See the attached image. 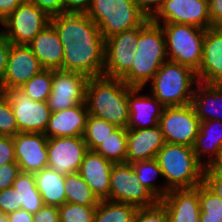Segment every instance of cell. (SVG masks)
Here are the masks:
<instances>
[{
	"label": "cell",
	"mask_w": 222,
	"mask_h": 222,
	"mask_svg": "<svg viewBox=\"0 0 222 222\" xmlns=\"http://www.w3.org/2000/svg\"><path fill=\"white\" fill-rule=\"evenodd\" d=\"M85 104L90 115L127 129L128 85L121 79L105 76L88 78Z\"/></svg>",
	"instance_id": "obj_3"
},
{
	"label": "cell",
	"mask_w": 222,
	"mask_h": 222,
	"mask_svg": "<svg viewBox=\"0 0 222 222\" xmlns=\"http://www.w3.org/2000/svg\"><path fill=\"white\" fill-rule=\"evenodd\" d=\"M114 163L88 150L78 173L99 200H109L110 175Z\"/></svg>",
	"instance_id": "obj_21"
},
{
	"label": "cell",
	"mask_w": 222,
	"mask_h": 222,
	"mask_svg": "<svg viewBox=\"0 0 222 222\" xmlns=\"http://www.w3.org/2000/svg\"><path fill=\"white\" fill-rule=\"evenodd\" d=\"M9 222H33V214L20 209L7 214Z\"/></svg>",
	"instance_id": "obj_51"
},
{
	"label": "cell",
	"mask_w": 222,
	"mask_h": 222,
	"mask_svg": "<svg viewBox=\"0 0 222 222\" xmlns=\"http://www.w3.org/2000/svg\"><path fill=\"white\" fill-rule=\"evenodd\" d=\"M203 182L213 191L215 194L222 198V176L217 175H204Z\"/></svg>",
	"instance_id": "obj_49"
},
{
	"label": "cell",
	"mask_w": 222,
	"mask_h": 222,
	"mask_svg": "<svg viewBox=\"0 0 222 222\" xmlns=\"http://www.w3.org/2000/svg\"><path fill=\"white\" fill-rule=\"evenodd\" d=\"M159 202L165 207L169 222H199V185L170 190Z\"/></svg>",
	"instance_id": "obj_20"
},
{
	"label": "cell",
	"mask_w": 222,
	"mask_h": 222,
	"mask_svg": "<svg viewBox=\"0 0 222 222\" xmlns=\"http://www.w3.org/2000/svg\"><path fill=\"white\" fill-rule=\"evenodd\" d=\"M33 222H60L58 207L43 205L33 214Z\"/></svg>",
	"instance_id": "obj_42"
},
{
	"label": "cell",
	"mask_w": 222,
	"mask_h": 222,
	"mask_svg": "<svg viewBox=\"0 0 222 222\" xmlns=\"http://www.w3.org/2000/svg\"><path fill=\"white\" fill-rule=\"evenodd\" d=\"M165 140L160 126L145 129H127L126 162L151 160L164 146Z\"/></svg>",
	"instance_id": "obj_22"
},
{
	"label": "cell",
	"mask_w": 222,
	"mask_h": 222,
	"mask_svg": "<svg viewBox=\"0 0 222 222\" xmlns=\"http://www.w3.org/2000/svg\"><path fill=\"white\" fill-rule=\"evenodd\" d=\"M127 129L118 127L94 151L113 163L126 162Z\"/></svg>",
	"instance_id": "obj_32"
},
{
	"label": "cell",
	"mask_w": 222,
	"mask_h": 222,
	"mask_svg": "<svg viewBox=\"0 0 222 222\" xmlns=\"http://www.w3.org/2000/svg\"><path fill=\"white\" fill-rule=\"evenodd\" d=\"M196 76L200 83L222 85V27L206 29L202 62Z\"/></svg>",
	"instance_id": "obj_18"
},
{
	"label": "cell",
	"mask_w": 222,
	"mask_h": 222,
	"mask_svg": "<svg viewBox=\"0 0 222 222\" xmlns=\"http://www.w3.org/2000/svg\"><path fill=\"white\" fill-rule=\"evenodd\" d=\"M52 76L53 70L44 69L20 89L36 102H47L52 90Z\"/></svg>",
	"instance_id": "obj_34"
},
{
	"label": "cell",
	"mask_w": 222,
	"mask_h": 222,
	"mask_svg": "<svg viewBox=\"0 0 222 222\" xmlns=\"http://www.w3.org/2000/svg\"><path fill=\"white\" fill-rule=\"evenodd\" d=\"M137 174L138 180L148 188L159 200H161L170 190L165 183L156 184V177H162L163 173L156 159L137 161L130 163Z\"/></svg>",
	"instance_id": "obj_30"
},
{
	"label": "cell",
	"mask_w": 222,
	"mask_h": 222,
	"mask_svg": "<svg viewBox=\"0 0 222 222\" xmlns=\"http://www.w3.org/2000/svg\"><path fill=\"white\" fill-rule=\"evenodd\" d=\"M117 128L115 124L89 114L83 135L88 150H94Z\"/></svg>",
	"instance_id": "obj_33"
},
{
	"label": "cell",
	"mask_w": 222,
	"mask_h": 222,
	"mask_svg": "<svg viewBox=\"0 0 222 222\" xmlns=\"http://www.w3.org/2000/svg\"><path fill=\"white\" fill-rule=\"evenodd\" d=\"M204 175L222 176V150L217 157L205 168Z\"/></svg>",
	"instance_id": "obj_50"
},
{
	"label": "cell",
	"mask_w": 222,
	"mask_h": 222,
	"mask_svg": "<svg viewBox=\"0 0 222 222\" xmlns=\"http://www.w3.org/2000/svg\"><path fill=\"white\" fill-rule=\"evenodd\" d=\"M208 9L212 25L222 27V0H210Z\"/></svg>",
	"instance_id": "obj_47"
},
{
	"label": "cell",
	"mask_w": 222,
	"mask_h": 222,
	"mask_svg": "<svg viewBox=\"0 0 222 222\" xmlns=\"http://www.w3.org/2000/svg\"><path fill=\"white\" fill-rule=\"evenodd\" d=\"M88 78L77 72L53 70L52 90L47 99L51 112L66 110L85 103Z\"/></svg>",
	"instance_id": "obj_13"
},
{
	"label": "cell",
	"mask_w": 222,
	"mask_h": 222,
	"mask_svg": "<svg viewBox=\"0 0 222 222\" xmlns=\"http://www.w3.org/2000/svg\"><path fill=\"white\" fill-rule=\"evenodd\" d=\"M134 2L151 19L162 7L164 0H134Z\"/></svg>",
	"instance_id": "obj_45"
},
{
	"label": "cell",
	"mask_w": 222,
	"mask_h": 222,
	"mask_svg": "<svg viewBox=\"0 0 222 222\" xmlns=\"http://www.w3.org/2000/svg\"><path fill=\"white\" fill-rule=\"evenodd\" d=\"M109 200L138 208L156 205L160 200L138 180L130 163H114L110 175Z\"/></svg>",
	"instance_id": "obj_9"
},
{
	"label": "cell",
	"mask_w": 222,
	"mask_h": 222,
	"mask_svg": "<svg viewBox=\"0 0 222 222\" xmlns=\"http://www.w3.org/2000/svg\"><path fill=\"white\" fill-rule=\"evenodd\" d=\"M104 39L140 26L148 17L134 0H92L86 13Z\"/></svg>",
	"instance_id": "obj_6"
},
{
	"label": "cell",
	"mask_w": 222,
	"mask_h": 222,
	"mask_svg": "<svg viewBox=\"0 0 222 222\" xmlns=\"http://www.w3.org/2000/svg\"><path fill=\"white\" fill-rule=\"evenodd\" d=\"M60 222H93L96 206L64 203L58 207Z\"/></svg>",
	"instance_id": "obj_36"
},
{
	"label": "cell",
	"mask_w": 222,
	"mask_h": 222,
	"mask_svg": "<svg viewBox=\"0 0 222 222\" xmlns=\"http://www.w3.org/2000/svg\"><path fill=\"white\" fill-rule=\"evenodd\" d=\"M138 207L122 202L100 200L93 222H134Z\"/></svg>",
	"instance_id": "obj_29"
},
{
	"label": "cell",
	"mask_w": 222,
	"mask_h": 222,
	"mask_svg": "<svg viewBox=\"0 0 222 222\" xmlns=\"http://www.w3.org/2000/svg\"><path fill=\"white\" fill-rule=\"evenodd\" d=\"M139 36V26L105 39L103 76L121 79L132 67Z\"/></svg>",
	"instance_id": "obj_11"
},
{
	"label": "cell",
	"mask_w": 222,
	"mask_h": 222,
	"mask_svg": "<svg viewBox=\"0 0 222 222\" xmlns=\"http://www.w3.org/2000/svg\"><path fill=\"white\" fill-rule=\"evenodd\" d=\"M200 217L222 219V198L204 182L199 185Z\"/></svg>",
	"instance_id": "obj_35"
},
{
	"label": "cell",
	"mask_w": 222,
	"mask_h": 222,
	"mask_svg": "<svg viewBox=\"0 0 222 222\" xmlns=\"http://www.w3.org/2000/svg\"><path fill=\"white\" fill-rule=\"evenodd\" d=\"M92 0H63L65 13H84L90 8Z\"/></svg>",
	"instance_id": "obj_46"
},
{
	"label": "cell",
	"mask_w": 222,
	"mask_h": 222,
	"mask_svg": "<svg viewBox=\"0 0 222 222\" xmlns=\"http://www.w3.org/2000/svg\"><path fill=\"white\" fill-rule=\"evenodd\" d=\"M194 89L191 105L201 122L218 120L222 122V85L198 82Z\"/></svg>",
	"instance_id": "obj_25"
},
{
	"label": "cell",
	"mask_w": 222,
	"mask_h": 222,
	"mask_svg": "<svg viewBox=\"0 0 222 222\" xmlns=\"http://www.w3.org/2000/svg\"><path fill=\"white\" fill-rule=\"evenodd\" d=\"M155 159L169 190L196 188L203 182L205 167L190 146L165 142Z\"/></svg>",
	"instance_id": "obj_4"
},
{
	"label": "cell",
	"mask_w": 222,
	"mask_h": 222,
	"mask_svg": "<svg viewBox=\"0 0 222 222\" xmlns=\"http://www.w3.org/2000/svg\"><path fill=\"white\" fill-rule=\"evenodd\" d=\"M166 60L162 27L147 18L139 26L134 63L121 80L129 87L145 88Z\"/></svg>",
	"instance_id": "obj_2"
},
{
	"label": "cell",
	"mask_w": 222,
	"mask_h": 222,
	"mask_svg": "<svg viewBox=\"0 0 222 222\" xmlns=\"http://www.w3.org/2000/svg\"><path fill=\"white\" fill-rule=\"evenodd\" d=\"M0 222H9L7 214H3L1 208H0Z\"/></svg>",
	"instance_id": "obj_53"
},
{
	"label": "cell",
	"mask_w": 222,
	"mask_h": 222,
	"mask_svg": "<svg viewBox=\"0 0 222 222\" xmlns=\"http://www.w3.org/2000/svg\"><path fill=\"white\" fill-rule=\"evenodd\" d=\"M192 148L197 160L206 168L222 150V122L218 120L201 122L199 134ZM204 157L205 161L202 159Z\"/></svg>",
	"instance_id": "obj_26"
},
{
	"label": "cell",
	"mask_w": 222,
	"mask_h": 222,
	"mask_svg": "<svg viewBox=\"0 0 222 222\" xmlns=\"http://www.w3.org/2000/svg\"><path fill=\"white\" fill-rule=\"evenodd\" d=\"M201 121L193 106L164 107L159 126L165 142L193 147L199 134Z\"/></svg>",
	"instance_id": "obj_10"
},
{
	"label": "cell",
	"mask_w": 222,
	"mask_h": 222,
	"mask_svg": "<svg viewBox=\"0 0 222 222\" xmlns=\"http://www.w3.org/2000/svg\"><path fill=\"white\" fill-rule=\"evenodd\" d=\"M34 178L44 205L59 207L66 203L65 175L58 174L52 168L46 167L34 173Z\"/></svg>",
	"instance_id": "obj_27"
},
{
	"label": "cell",
	"mask_w": 222,
	"mask_h": 222,
	"mask_svg": "<svg viewBox=\"0 0 222 222\" xmlns=\"http://www.w3.org/2000/svg\"><path fill=\"white\" fill-rule=\"evenodd\" d=\"M13 187L17 190L18 205L21 209L34 214L44 205L36 188L34 173L20 172Z\"/></svg>",
	"instance_id": "obj_28"
},
{
	"label": "cell",
	"mask_w": 222,
	"mask_h": 222,
	"mask_svg": "<svg viewBox=\"0 0 222 222\" xmlns=\"http://www.w3.org/2000/svg\"><path fill=\"white\" fill-rule=\"evenodd\" d=\"M11 42L7 39L4 32L1 30L0 32V82L3 80L6 67H7V61H8V55L11 49Z\"/></svg>",
	"instance_id": "obj_44"
},
{
	"label": "cell",
	"mask_w": 222,
	"mask_h": 222,
	"mask_svg": "<svg viewBox=\"0 0 222 222\" xmlns=\"http://www.w3.org/2000/svg\"><path fill=\"white\" fill-rule=\"evenodd\" d=\"M143 88L128 86L129 121L127 129L153 128L159 125L164 106L153 96L141 94Z\"/></svg>",
	"instance_id": "obj_19"
},
{
	"label": "cell",
	"mask_w": 222,
	"mask_h": 222,
	"mask_svg": "<svg viewBox=\"0 0 222 222\" xmlns=\"http://www.w3.org/2000/svg\"><path fill=\"white\" fill-rule=\"evenodd\" d=\"M160 25L165 37L167 59L188 66L196 72L202 62L206 29L180 23Z\"/></svg>",
	"instance_id": "obj_7"
},
{
	"label": "cell",
	"mask_w": 222,
	"mask_h": 222,
	"mask_svg": "<svg viewBox=\"0 0 222 222\" xmlns=\"http://www.w3.org/2000/svg\"><path fill=\"white\" fill-rule=\"evenodd\" d=\"M43 69L63 70L64 49L55 28L49 24L29 43Z\"/></svg>",
	"instance_id": "obj_24"
},
{
	"label": "cell",
	"mask_w": 222,
	"mask_h": 222,
	"mask_svg": "<svg viewBox=\"0 0 222 222\" xmlns=\"http://www.w3.org/2000/svg\"><path fill=\"white\" fill-rule=\"evenodd\" d=\"M150 83L151 95L164 107H173L191 103L198 80L192 68L166 60Z\"/></svg>",
	"instance_id": "obj_5"
},
{
	"label": "cell",
	"mask_w": 222,
	"mask_h": 222,
	"mask_svg": "<svg viewBox=\"0 0 222 222\" xmlns=\"http://www.w3.org/2000/svg\"><path fill=\"white\" fill-rule=\"evenodd\" d=\"M66 202L85 206H97L99 199L78 172L65 175Z\"/></svg>",
	"instance_id": "obj_31"
},
{
	"label": "cell",
	"mask_w": 222,
	"mask_h": 222,
	"mask_svg": "<svg viewBox=\"0 0 222 222\" xmlns=\"http://www.w3.org/2000/svg\"><path fill=\"white\" fill-rule=\"evenodd\" d=\"M42 70L38 58L28 45L11 44L5 75L0 82V92L21 88Z\"/></svg>",
	"instance_id": "obj_16"
},
{
	"label": "cell",
	"mask_w": 222,
	"mask_h": 222,
	"mask_svg": "<svg viewBox=\"0 0 222 222\" xmlns=\"http://www.w3.org/2000/svg\"><path fill=\"white\" fill-rule=\"evenodd\" d=\"M16 163L23 173H36L48 167V137L44 133L18 132L13 136Z\"/></svg>",
	"instance_id": "obj_17"
},
{
	"label": "cell",
	"mask_w": 222,
	"mask_h": 222,
	"mask_svg": "<svg viewBox=\"0 0 222 222\" xmlns=\"http://www.w3.org/2000/svg\"><path fill=\"white\" fill-rule=\"evenodd\" d=\"M89 112L85 103L51 112L44 134L48 138L83 136Z\"/></svg>",
	"instance_id": "obj_23"
},
{
	"label": "cell",
	"mask_w": 222,
	"mask_h": 222,
	"mask_svg": "<svg viewBox=\"0 0 222 222\" xmlns=\"http://www.w3.org/2000/svg\"><path fill=\"white\" fill-rule=\"evenodd\" d=\"M16 163L13 136H0V166Z\"/></svg>",
	"instance_id": "obj_41"
},
{
	"label": "cell",
	"mask_w": 222,
	"mask_h": 222,
	"mask_svg": "<svg viewBox=\"0 0 222 222\" xmlns=\"http://www.w3.org/2000/svg\"><path fill=\"white\" fill-rule=\"evenodd\" d=\"M0 208L3 214H9L21 209L18 205L17 190L13 186L0 190Z\"/></svg>",
	"instance_id": "obj_39"
},
{
	"label": "cell",
	"mask_w": 222,
	"mask_h": 222,
	"mask_svg": "<svg viewBox=\"0 0 222 222\" xmlns=\"http://www.w3.org/2000/svg\"><path fill=\"white\" fill-rule=\"evenodd\" d=\"M48 167L56 173L67 175L79 171L88 151L83 136L48 138Z\"/></svg>",
	"instance_id": "obj_15"
},
{
	"label": "cell",
	"mask_w": 222,
	"mask_h": 222,
	"mask_svg": "<svg viewBox=\"0 0 222 222\" xmlns=\"http://www.w3.org/2000/svg\"><path fill=\"white\" fill-rule=\"evenodd\" d=\"M4 93L10 101L19 132H45L51 115L47 102L30 99L20 88H11Z\"/></svg>",
	"instance_id": "obj_12"
},
{
	"label": "cell",
	"mask_w": 222,
	"mask_h": 222,
	"mask_svg": "<svg viewBox=\"0 0 222 222\" xmlns=\"http://www.w3.org/2000/svg\"><path fill=\"white\" fill-rule=\"evenodd\" d=\"M64 49L63 70L87 78L103 76L105 39L99 27L84 13H62L50 17Z\"/></svg>",
	"instance_id": "obj_1"
},
{
	"label": "cell",
	"mask_w": 222,
	"mask_h": 222,
	"mask_svg": "<svg viewBox=\"0 0 222 222\" xmlns=\"http://www.w3.org/2000/svg\"><path fill=\"white\" fill-rule=\"evenodd\" d=\"M199 222H222V219H213V218H205V217H200Z\"/></svg>",
	"instance_id": "obj_52"
},
{
	"label": "cell",
	"mask_w": 222,
	"mask_h": 222,
	"mask_svg": "<svg viewBox=\"0 0 222 222\" xmlns=\"http://www.w3.org/2000/svg\"><path fill=\"white\" fill-rule=\"evenodd\" d=\"M18 132L10 101L4 92H0V136H15Z\"/></svg>",
	"instance_id": "obj_37"
},
{
	"label": "cell",
	"mask_w": 222,
	"mask_h": 222,
	"mask_svg": "<svg viewBox=\"0 0 222 222\" xmlns=\"http://www.w3.org/2000/svg\"><path fill=\"white\" fill-rule=\"evenodd\" d=\"M31 2L44 10L50 17L64 13L63 0H31Z\"/></svg>",
	"instance_id": "obj_43"
},
{
	"label": "cell",
	"mask_w": 222,
	"mask_h": 222,
	"mask_svg": "<svg viewBox=\"0 0 222 222\" xmlns=\"http://www.w3.org/2000/svg\"><path fill=\"white\" fill-rule=\"evenodd\" d=\"M22 2V0H0V23L6 19Z\"/></svg>",
	"instance_id": "obj_48"
},
{
	"label": "cell",
	"mask_w": 222,
	"mask_h": 222,
	"mask_svg": "<svg viewBox=\"0 0 222 222\" xmlns=\"http://www.w3.org/2000/svg\"><path fill=\"white\" fill-rule=\"evenodd\" d=\"M50 24V16L31 1H23L0 26L14 45L29 43Z\"/></svg>",
	"instance_id": "obj_8"
},
{
	"label": "cell",
	"mask_w": 222,
	"mask_h": 222,
	"mask_svg": "<svg viewBox=\"0 0 222 222\" xmlns=\"http://www.w3.org/2000/svg\"><path fill=\"white\" fill-rule=\"evenodd\" d=\"M156 24L180 23L202 29L212 27L208 2L205 0H164L162 7L151 18Z\"/></svg>",
	"instance_id": "obj_14"
},
{
	"label": "cell",
	"mask_w": 222,
	"mask_h": 222,
	"mask_svg": "<svg viewBox=\"0 0 222 222\" xmlns=\"http://www.w3.org/2000/svg\"><path fill=\"white\" fill-rule=\"evenodd\" d=\"M134 222H169L165 207L158 202L154 206L138 208Z\"/></svg>",
	"instance_id": "obj_38"
},
{
	"label": "cell",
	"mask_w": 222,
	"mask_h": 222,
	"mask_svg": "<svg viewBox=\"0 0 222 222\" xmlns=\"http://www.w3.org/2000/svg\"><path fill=\"white\" fill-rule=\"evenodd\" d=\"M21 170L17 163H8L0 166V190L12 187Z\"/></svg>",
	"instance_id": "obj_40"
}]
</instances>
